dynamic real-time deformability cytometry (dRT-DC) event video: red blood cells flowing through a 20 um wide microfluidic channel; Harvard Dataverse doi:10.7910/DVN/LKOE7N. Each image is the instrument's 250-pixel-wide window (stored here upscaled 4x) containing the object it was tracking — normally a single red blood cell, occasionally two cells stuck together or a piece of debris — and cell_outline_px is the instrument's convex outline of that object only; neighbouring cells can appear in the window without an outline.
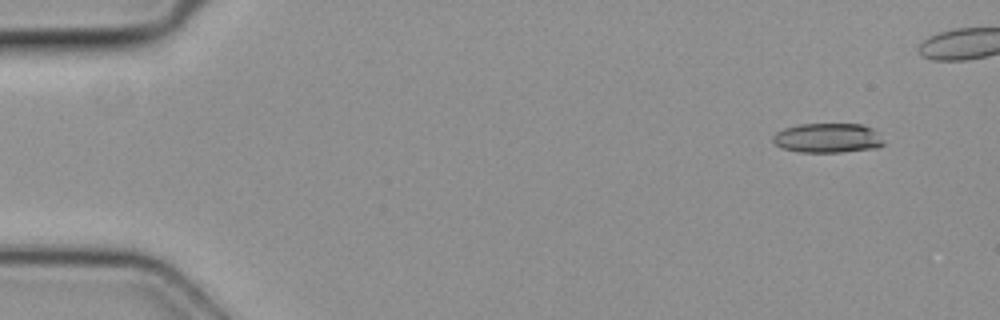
{"species": "common noctule bat (a hibernating species)", "species_latin": "Nyctalus noctula", "temperature_condition": "cold", "stored_images_in_passage": 5, "camera_frame_rate_fps": 3000, "um_per_image_px": 0.085, "animal": {"sex": "female", "body_mass_g": 19.3, "forearm_length_mm": 54.1}, "frame": {"image": 1, "passage_image": 1, "time_ms": 0.0, "image_size_px": [1000, 320], "cell_outline_px": [[884, 144], [876, 148], [840, 152], [800, 152], [780, 148], [772, 140], [772, 136], [776, 132], [784, 128], [800, 124], [864, 124], [880, 132]], "centroid_in_image_um": [70.37, 11.72], "position_along_channel_um": 14.6, "area_um2": 19.31}}